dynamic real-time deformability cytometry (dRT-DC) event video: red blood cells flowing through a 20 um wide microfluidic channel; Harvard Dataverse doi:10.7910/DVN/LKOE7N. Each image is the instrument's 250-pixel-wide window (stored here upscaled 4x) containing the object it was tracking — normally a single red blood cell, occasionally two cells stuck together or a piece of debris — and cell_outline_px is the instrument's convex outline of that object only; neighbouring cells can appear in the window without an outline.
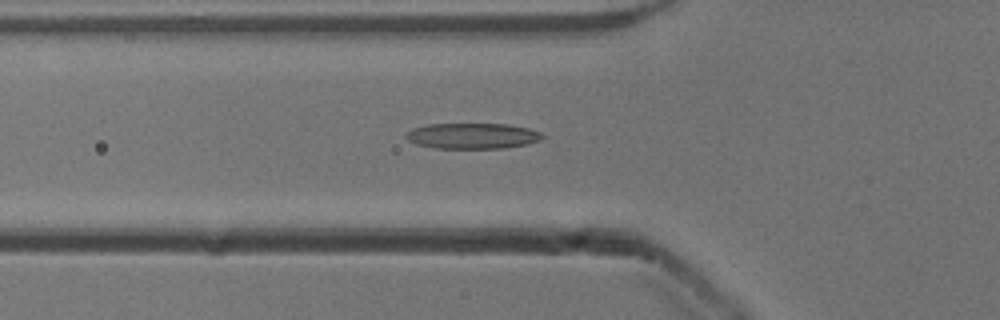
{"species": "common noctule bat (a hibernating species)", "species_latin": "Nyctalus noctula", "temperature_condition": "cold", "stored_images_in_passage": 50, "camera_frame_rate_fps": 3000, "um_per_image_px": 0.085, "animal": {"sex": "male", "body_mass_g": 13.3}, "frame": {"image": 1, "passage_image": 19, "time_ms": 6.0, "image_size_px": [1000, 320], "cell_outline_px": [[544, 136], [540, 140], [528, 144], [504, 148], [436, 148], [416, 144], [408, 140], [404, 136], [412, 128], [428, 124], [508, 124], [528, 128], [540, 132]], "centroid_in_image_um": [40.16, 11.55], "position_along_channel_um": 85.6, "area_um2": 20.4}}
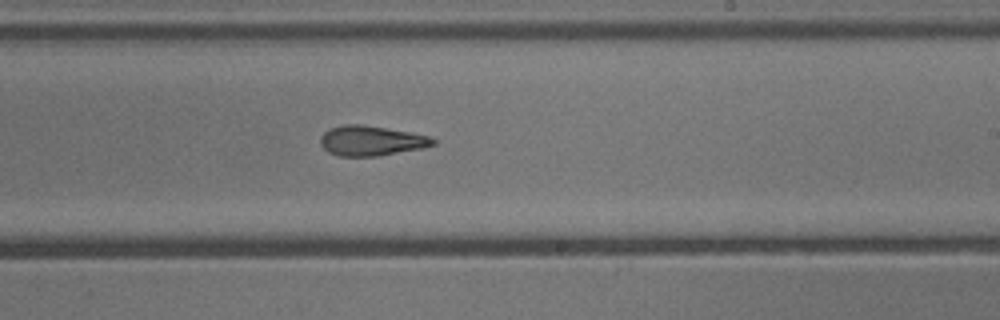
{"frame": {"image": 2, "passage_image": 32, "time_ms": 10.333, "image_size_px": [1000, 320], "cell_outline_px": [[436, 144], [420, 148], [380, 156], [340, 156], [328, 152], [320, 144], [320, 136], [324, 132], [332, 128], [344, 124], [360, 124], [408, 132], [428, 136], [436, 140]], "centroid_in_image_um": [31.52, 11.97], "position_along_channel_um": 257.5, "area_um2": 19.42}}
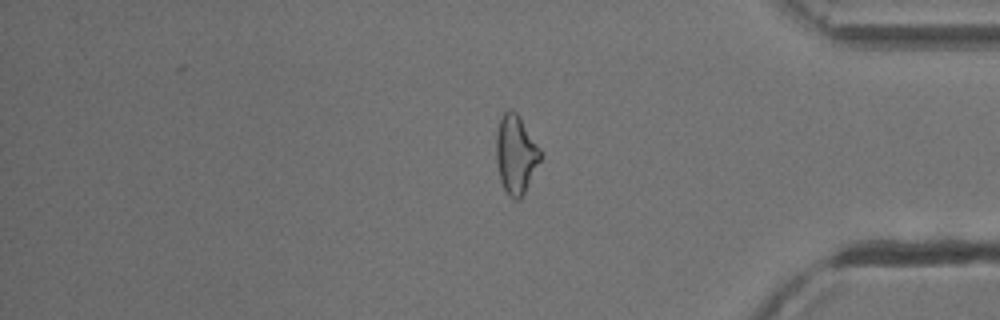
{"frame": {"image": 3, "passage_image": 44, "time_ms": 14.333, "image_size_px": [1000, 320], "cell_outline_px": [[540, 160], [520, 200], [516, 200], [508, 196], [500, 180], [496, 164], [496, 132], [500, 116], [508, 108], [512, 108], [516, 112], [540, 148]], "centroid_in_image_um": [43.8, 13.1], "position_along_channel_um": 391.4, "area_um2": 20.17}}